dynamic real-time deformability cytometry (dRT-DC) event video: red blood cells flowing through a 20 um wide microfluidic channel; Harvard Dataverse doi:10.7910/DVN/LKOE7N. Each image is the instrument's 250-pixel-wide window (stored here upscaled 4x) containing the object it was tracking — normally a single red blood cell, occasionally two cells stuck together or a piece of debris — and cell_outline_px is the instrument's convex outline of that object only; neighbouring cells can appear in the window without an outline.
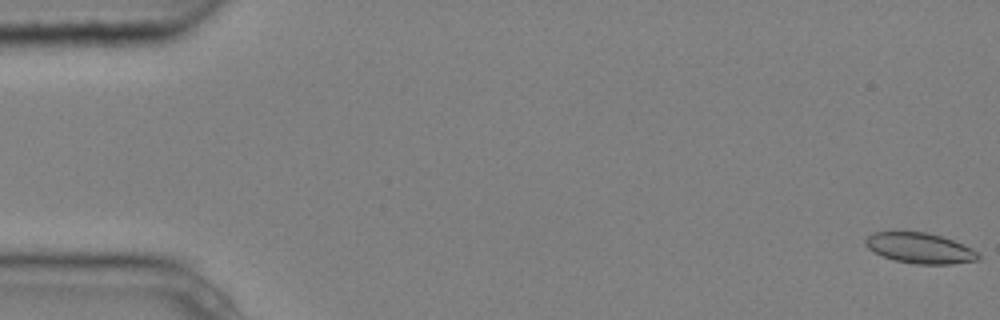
{"species": "common noctule bat (a hibernating species)", "species_latin": "Nyctalus noctula", "temperature_condition": "cold", "stored_images_in_passage": 5, "camera_frame_rate_fps": 3000, "um_per_image_px": 0.085, "animal": {"sex": "male", "body_mass_g": 20.4}, "frame": {"image": 1, "passage_image": 1, "time_ms": 0.0, "image_size_px": [1000, 320], "cell_outline_px": [[980, 260], [952, 264], [916, 264], [896, 260], [884, 256], [868, 248], [864, 244], [864, 240], [872, 232], [924, 232], [940, 236], [952, 240], [972, 248], [980, 256]], "centroid_in_image_um": [78.2, 21.09], "position_along_channel_um": 6.8, "area_um2": 19.83}}
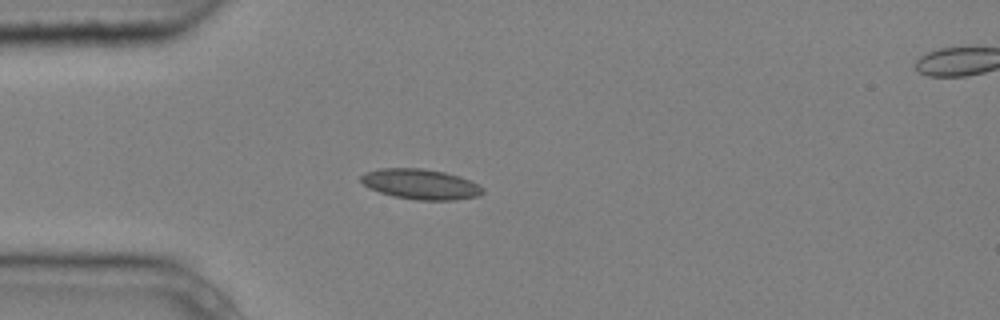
{"frame": {"image": 2, "passage_image": 4, "time_ms": 1.0, "image_size_px": [1000, 320], "cell_outline_px": [[484, 192], [476, 196], [456, 200], [416, 200], [392, 196], [368, 188], [360, 180], [360, 176], [364, 172], [380, 168], [420, 168], [444, 172], [460, 176], [484, 188]], "centroid_in_image_um": [35.71, 15.65], "position_along_channel_um": 49.3, "area_um2": 21.5}}